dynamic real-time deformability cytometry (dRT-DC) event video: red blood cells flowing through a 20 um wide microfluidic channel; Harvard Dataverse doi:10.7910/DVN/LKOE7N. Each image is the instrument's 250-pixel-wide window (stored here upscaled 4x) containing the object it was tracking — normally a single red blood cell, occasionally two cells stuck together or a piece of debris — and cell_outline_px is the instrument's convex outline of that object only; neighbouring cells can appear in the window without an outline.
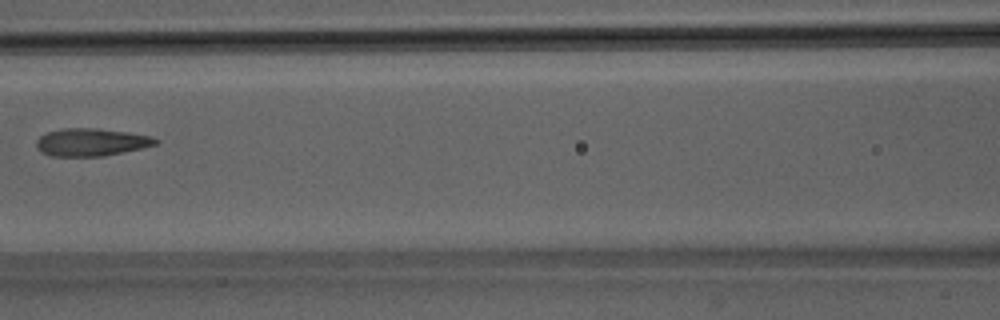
{"species": "Egyptian fruit bat (a non-hibernating species)", "species_latin": "Rousettus aegyptiacus", "temperature_condition": "room temperature", "stored_images_in_passage": 4, "camera_frame_rate_fps": 3000, "um_per_image_px": 0.085, "animal": {"sex": "male"}, "frame": {"image": 1, "passage_image": 3, "time_ms": 0.667, "image_size_px": [1000, 320], "cell_outline_px": [[160, 140], [156, 144], [144, 148], [104, 156], [52, 156], [40, 152], [36, 148], [36, 140], [40, 136], [48, 132], [64, 128], [96, 128], [128, 132], [148, 136]], "centroid_in_image_um": [7.74, 12.09], "position_along_channel_um": 158.9, "area_um2": 19.25}}